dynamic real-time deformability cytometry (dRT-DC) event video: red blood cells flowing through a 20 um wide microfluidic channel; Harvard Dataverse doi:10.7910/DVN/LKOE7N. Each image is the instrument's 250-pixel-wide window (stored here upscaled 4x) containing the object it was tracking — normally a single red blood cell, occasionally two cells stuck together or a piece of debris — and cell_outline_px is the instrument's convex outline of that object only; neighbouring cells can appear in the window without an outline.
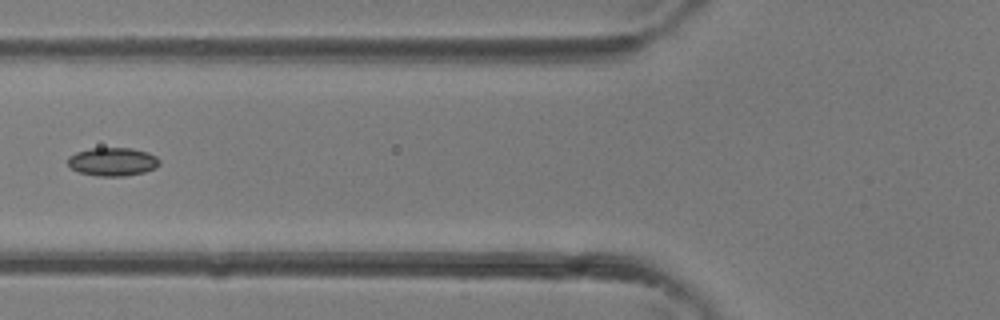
{"species": "common noctule bat (a hibernating species)", "species_latin": "Nyctalus noctula", "temperature_condition": "room temperature", "stored_images_in_passage": 3, "camera_frame_rate_fps": 3000, "um_per_image_px": 0.085, "animal": {"sex": "female"}, "frame": {"image": 1, "passage_image": 3, "time_ms": 0.667, "image_size_px": [1000, 320], "cell_outline_px": [[160, 164], [156, 168], [144, 172], [124, 176], [96, 176], [80, 172], [72, 168], [68, 164], [68, 156], [76, 152], [92, 148], [132, 148], [148, 152], [156, 156], [160, 160]], "centroid_in_image_um": [9.6, 13.74], "position_along_channel_um": 116.2, "area_um2": 15.2}}